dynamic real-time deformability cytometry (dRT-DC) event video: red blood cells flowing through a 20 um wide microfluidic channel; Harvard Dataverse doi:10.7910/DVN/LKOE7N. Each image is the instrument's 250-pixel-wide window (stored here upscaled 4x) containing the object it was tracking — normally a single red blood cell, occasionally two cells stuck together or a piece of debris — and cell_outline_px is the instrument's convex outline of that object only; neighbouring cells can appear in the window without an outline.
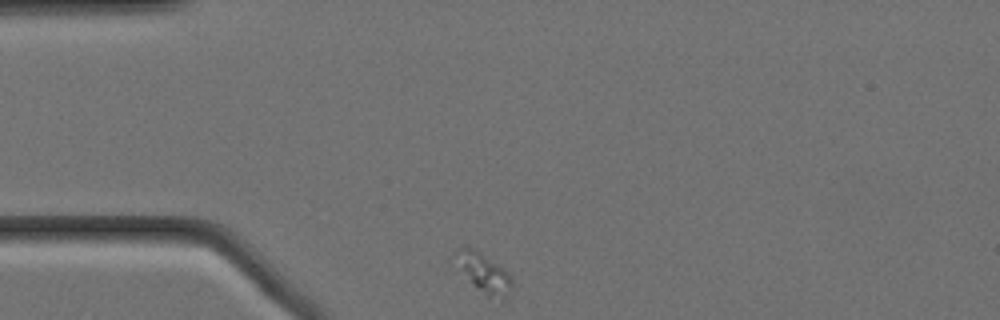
{"species": "Egyptian fruit bat (a non-hibernating species)", "species_latin": "Rousettus aegyptiacus", "temperature_condition": "cold", "stored_images_in_passage": 30, "camera_frame_rate_fps": 3000, "um_per_image_px": 0.085, "animal": {"sex": "female"}, "frame": {"image": 1, "passage_image": 1, "time_ms": 0.0, "image_size_px": [1000, 320], "cell_outline_px": [[512, 284], [508, 296], [488, 296], [472, 284], [460, 268], [452, 252], [456, 248], [472, 248], [480, 252], [504, 268], [508, 272], [512, 280]], "centroid_in_image_um": [41.11, 23.14], "position_along_channel_um": 43.9, "area_um2": 12.43}}